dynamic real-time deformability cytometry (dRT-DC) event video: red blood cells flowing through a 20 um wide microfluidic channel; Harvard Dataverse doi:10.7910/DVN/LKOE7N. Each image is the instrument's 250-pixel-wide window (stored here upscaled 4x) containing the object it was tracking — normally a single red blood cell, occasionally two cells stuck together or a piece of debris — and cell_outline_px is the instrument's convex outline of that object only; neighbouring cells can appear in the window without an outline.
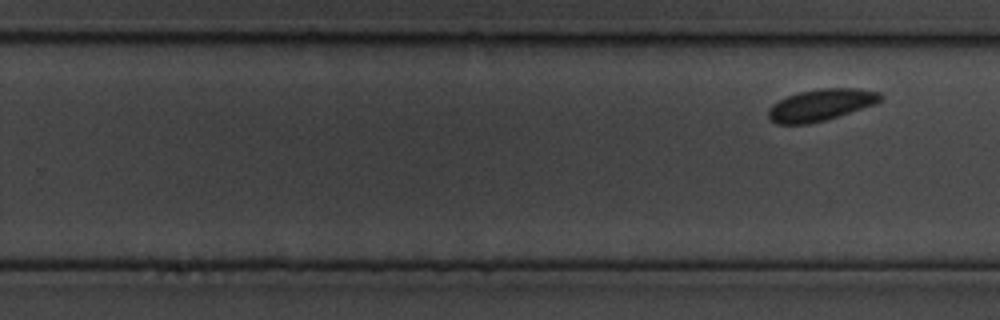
{"species": "common noctule bat (a hibernating species)", "species_latin": "Nyctalus noctula", "temperature_condition": "cold", "stored_images_in_passage": 18, "segment_of_instrument_passage": [2, 2], "camera_frame_rate_fps": 3000, "um_per_image_px": 0.085, "animal": {"sex": "male", "body_mass_g": 19.5, "forearm_length_mm": 54.6}, "frame": {"image": 1, "passage_image": 18, "time_ms": 5.667, "image_size_px": [1000, 320], "cell_outline_px": [[884, 96], [876, 104], [824, 120], [808, 124], [776, 124], [768, 116], [768, 108], [772, 104], [788, 96], [800, 92], [824, 88], [856, 88], [880, 92]], "centroid_in_image_um": [69.78, 8.92], "position_along_channel_um": 260.0, "area_um2": 20.52}}